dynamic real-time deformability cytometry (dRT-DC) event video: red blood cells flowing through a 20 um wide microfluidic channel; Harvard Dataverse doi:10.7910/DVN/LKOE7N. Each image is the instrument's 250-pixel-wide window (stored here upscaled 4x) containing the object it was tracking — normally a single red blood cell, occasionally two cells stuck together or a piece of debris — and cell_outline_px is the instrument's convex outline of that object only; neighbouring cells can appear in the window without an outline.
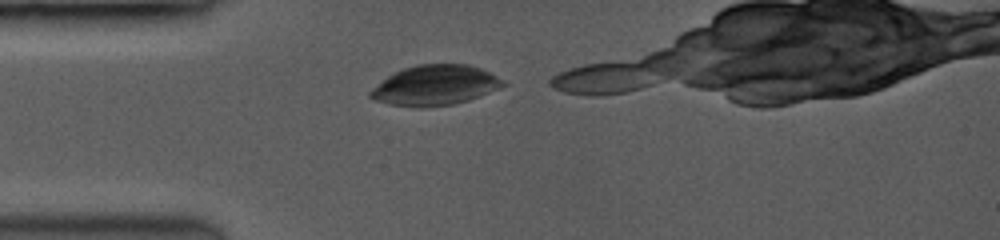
{"species": "common noctule bat (a hibernating species)", "species_latin": "Nyctalus noctula", "temperature_condition": "room temperature", "stored_images_in_passage": 4, "camera_frame_rate_fps": 3500, "um_per_image_px": 0.085, "animal": {"sex": "female", "body_mass_g": 19.0, "forearm_length_mm": 53.3}, "frame": {"image": 1, "passage_image": 1, "time_ms": 0.0, "image_size_px": [1000, 240], "cell_outline_px": [[504, 84], [496, 88], [468, 100], [452, 104], [420, 108], [388, 104], [376, 100], [368, 96], [368, 92], [388, 76], [404, 68], [420, 64], [468, 64], [480, 68], [488, 72], [500, 80]], "centroid_in_image_um": [36.9, 7.26], "position_along_channel_um": 48.1, "area_um2": 30.29}}